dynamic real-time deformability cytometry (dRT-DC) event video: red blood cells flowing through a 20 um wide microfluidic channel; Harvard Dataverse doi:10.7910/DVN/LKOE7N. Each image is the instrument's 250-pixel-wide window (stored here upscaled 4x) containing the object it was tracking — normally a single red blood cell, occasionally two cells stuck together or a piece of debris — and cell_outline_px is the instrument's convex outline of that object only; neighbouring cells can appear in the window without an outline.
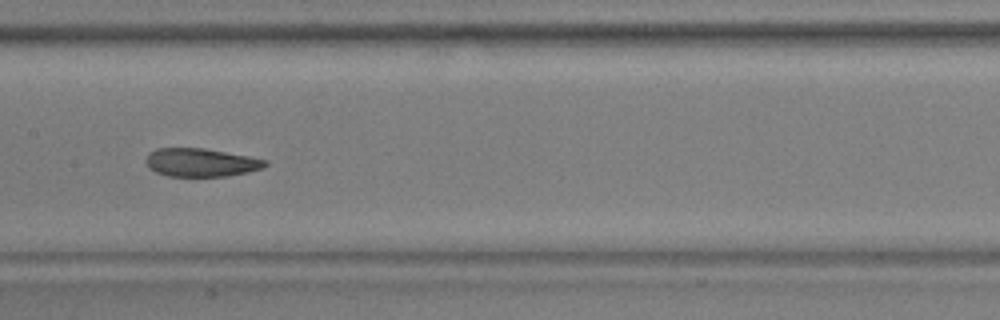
{"species": "common noctule bat (a hibernating species)", "species_latin": "Nyctalus noctula", "temperature_condition": "warm", "stored_images_in_passage": 36, "camera_frame_rate_fps": 3000, "um_per_image_px": 0.085, "animal": {"sex": "male", "body_mass_g": 17.9, "forearm_length_mm": 54.2}, "frame": {"image": 1, "passage_image": 11, "time_ms": 3.333, "image_size_px": [1000, 320], "cell_outline_px": [[268, 164], [264, 168], [248, 172], [228, 176], [168, 176], [156, 172], [148, 168], [144, 160], [148, 152], [156, 148], [200, 148], [248, 156], [268, 160]], "centroid_in_image_um": [17.05, 13.81], "position_along_channel_um": 190.3, "area_um2": 19.77}}
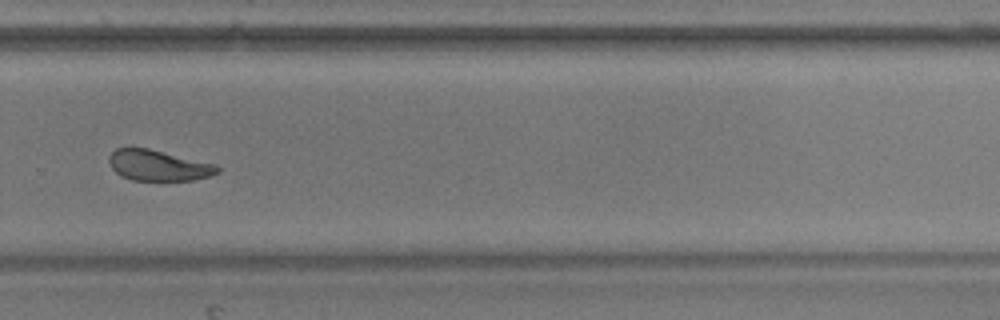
{"frame": {"image": 2, "passage_image": 21, "time_ms": 6.667, "image_size_px": [1000, 320], "cell_outline_px": [[220, 172], [212, 176], [192, 180], [132, 180], [120, 176], [108, 164], [108, 156], [116, 148], [148, 148], [216, 164], [220, 168]], "centroid_in_image_um": [13.46, 14.06], "position_along_channel_um": 316.3, "area_um2": 19.54}, "authors_computed_cell_mechanics": {"area_um2": 20.6057, "velocity_mm_per_s": 3.789, "shape_relaxation_time_tau1_ms": 6.193, "shape_relaxation_time_tau2_ms": 2.687, "deformation_change_tau1": 0.1625, "deformation_change_tau2": 0.0936}}